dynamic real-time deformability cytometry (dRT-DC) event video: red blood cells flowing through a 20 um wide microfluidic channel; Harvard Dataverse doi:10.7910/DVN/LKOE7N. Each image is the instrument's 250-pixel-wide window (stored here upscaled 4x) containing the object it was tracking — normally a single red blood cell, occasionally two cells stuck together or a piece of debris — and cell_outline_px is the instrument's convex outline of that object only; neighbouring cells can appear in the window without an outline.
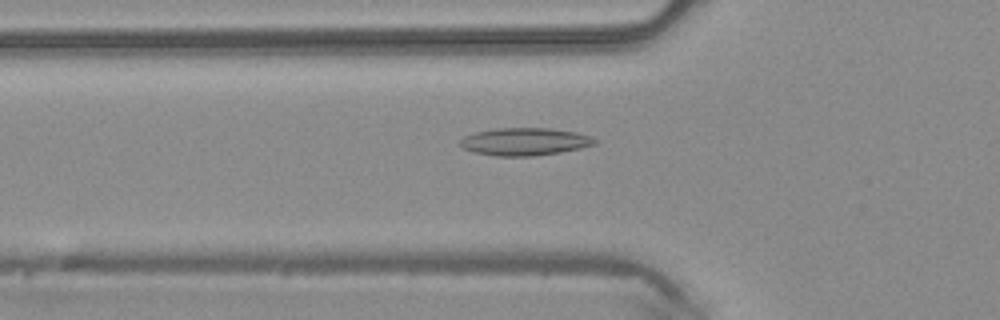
{"species": "common noctule bat (a hibernating species)", "species_latin": "Nyctalus noctula", "temperature_condition": "warm", "stored_images_in_passage": 46, "camera_frame_rate_fps": 3000, "um_per_image_px": 0.085, "animal": {"sex": "male", "body_mass_g": 20.4}, "frame": {"image": 1, "passage_image": 16, "time_ms": 5.0, "image_size_px": [1000, 320], "cell_outline_px": [[600, 140], [596, 144], [580, 148], [560, 152], [536, 156], [496, 156], [476, 152], [464, 148], [460, 144], [460, 140], [464, 136], [476, 132], [496, 128], [548, 128], [572, 132], [592, 136]], "centroid_in_image_um": [44.64, 12.04], "position_along_channel_um": 81.2, "area_um2": 21.56}}
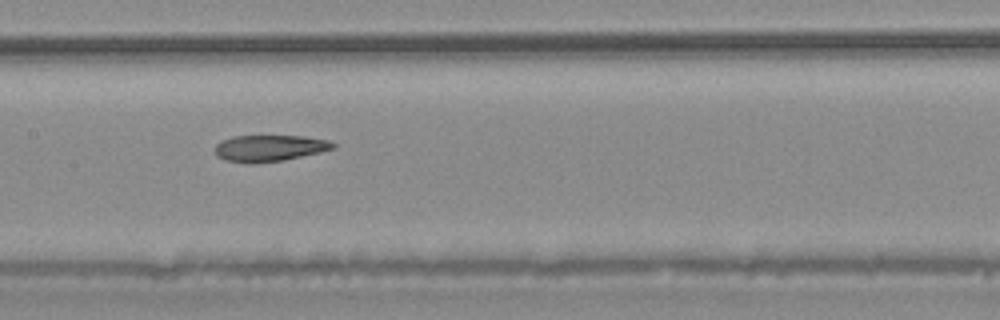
{"frame": {"image": 2, "passage_image": 23, "time_ms": 7.333, "image_size_px": [1000, 320], "cell_outline_px": [[336, 148], [320, 152], [284, 160], [252, 164], [248, 164], [224, 160], [216, 156], [216, 144], [232, 136], [304, 136], [328, 140], [336, 144]], "centroid_in_image_um": [22.91, 12.6], "position_along_channel_um": 184.5, "area_um2": 18.26}}
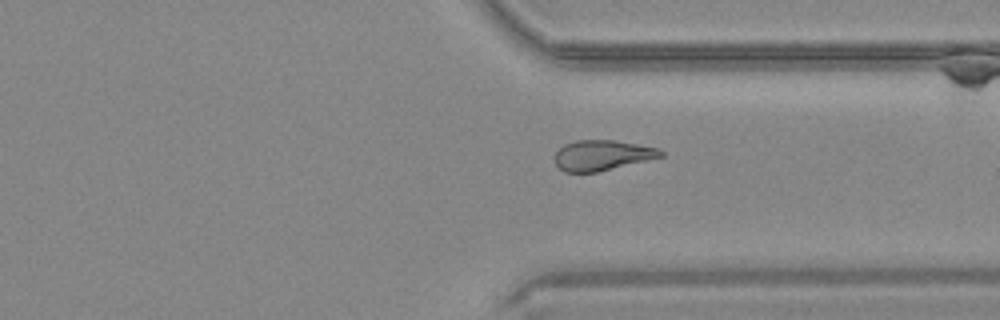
{"frame": {"image": 3, "passage_image": 35, "time_ms": 11.333, "image_size_px": [1000, 320], "cell_outline_px": [[664, 156], [596, 172], [564, 172], [556, 164], [556, 152], [564, 144], [576, 140], [616, 140], [656, 148], [664, 152]], "centroid_in_image_um": [51.17, 13.19], "position_along_channel_um": 360.2, "area_um2": 18.44}}